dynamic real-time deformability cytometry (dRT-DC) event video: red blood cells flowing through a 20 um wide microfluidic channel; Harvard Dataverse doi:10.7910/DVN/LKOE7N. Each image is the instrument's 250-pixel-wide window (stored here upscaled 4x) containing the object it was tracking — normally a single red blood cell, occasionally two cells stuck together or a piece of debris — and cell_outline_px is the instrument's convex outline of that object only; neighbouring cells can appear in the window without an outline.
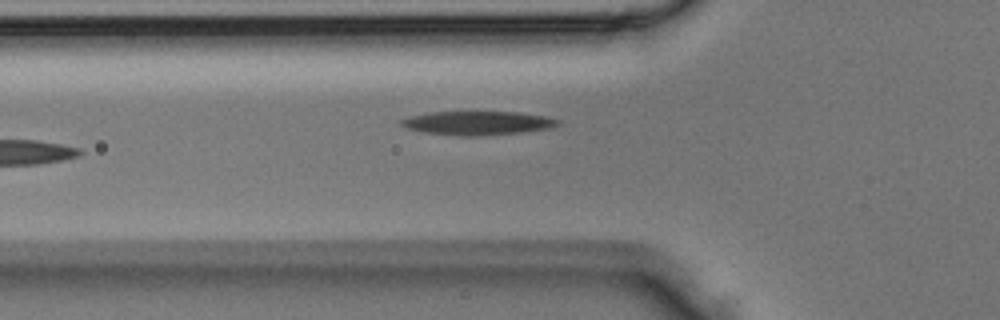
{"species": "Egyptian fruit bat (a non-hibernating species)", "species_latin": "Rousettus aegyptiacus", "temperature_condition": "room temperature", "stored_images_in_passage": 4, "camera_frame_rate_fps": 3000, "um_per_image_px": 0.085, "animal": {"sex": "male"}, "frame": {"image": 1, "passage_image": 4, "time_ms": 1.0, "image_size_px": [1000, 320], "cell_outline_px": [[560, 120], [552, 128], [520, 132], [480, 136], [460, 136], [424, 132], [404, 128], [400, 124], [400, 120], [412, 116], [432, 112], [520, 112], [544, 116]], "centroid_in_image_um": [40.57, 10.46], "position_along_channel_um": 85.2, "area_um2": 21.56}}